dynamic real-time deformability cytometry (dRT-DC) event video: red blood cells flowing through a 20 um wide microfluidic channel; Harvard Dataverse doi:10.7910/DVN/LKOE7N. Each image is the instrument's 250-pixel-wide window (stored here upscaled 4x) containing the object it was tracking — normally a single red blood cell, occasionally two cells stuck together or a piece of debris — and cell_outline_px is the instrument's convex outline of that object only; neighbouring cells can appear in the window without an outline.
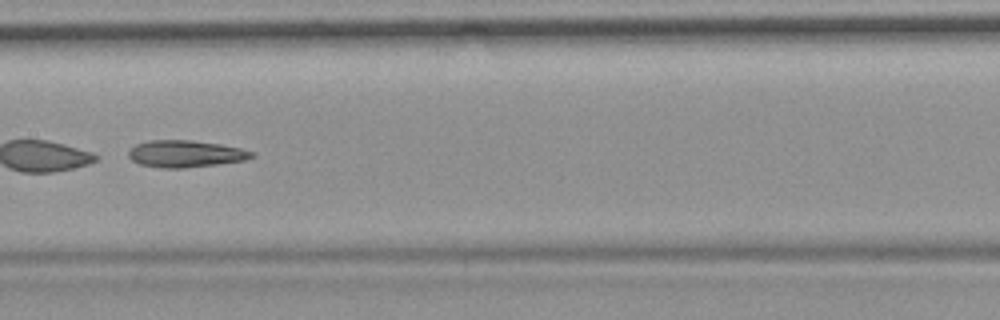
{"species": "common noctule bat (a hibernating species)", "species_latin": "Nyctalus noctula", "temperature_condition": "room temperature", "stored_images_in_passage": 10, "camera_frame_rate_fps": 3000, "um_per_image_px": 0.085, "animal": {"sex": "female", "body_mass_g": 19.9}, "frame": {"image": 1, "passage_image": 6, "time_ms": 6.0, "image_size_px": [1000, 320], "cell_outline_px": [[256, 156], [244, 160], [216, 164], [184, 168], [160, 168], [140, 164], [132, 160], [128, 156], [128, 148], [136, 144], [148, 140], [192, 140], [220, 144], [240, 148], [256, 152]], "centroid_in_image_um": [15.75, 13.06], "position_along_channel_um": 191.7, "area_um2": 19.48}}